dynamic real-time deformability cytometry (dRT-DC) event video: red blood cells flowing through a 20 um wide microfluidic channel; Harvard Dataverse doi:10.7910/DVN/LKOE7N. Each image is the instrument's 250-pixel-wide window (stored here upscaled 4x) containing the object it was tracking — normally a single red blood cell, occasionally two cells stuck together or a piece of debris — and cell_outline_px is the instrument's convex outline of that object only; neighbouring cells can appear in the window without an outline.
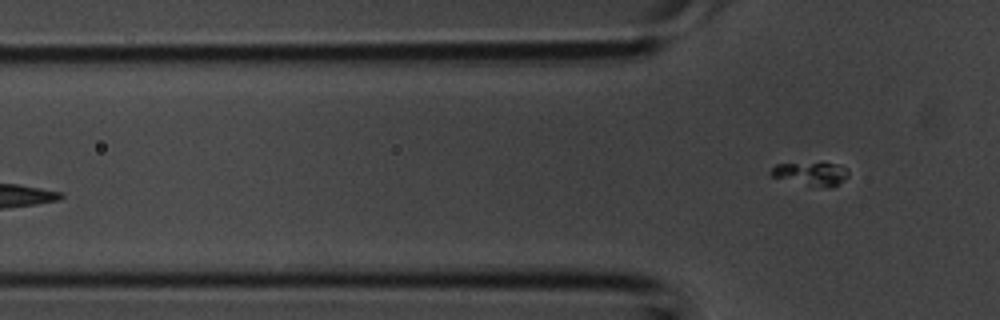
{"species": "common noctule bat (a hibernating species)", "species_latin": "Nyctalus noctula", "temperature_condition": "room temperature", "stored_images_in_passage": 3, "camera_frame_rate_fps": 3000, "um_per_image_px": 0.085, "animal": {"sex": "male", "body_mass_g": 20.1, "forearm_length_mm": 53.5}, "frame": {"image": 1, "passage_image": 3, "time_ms": 0.667, "image_size_px": [1000, 320], "cell_outline_px": [[848, 176], [832, 188], [824, 188], [772, 176], [768, 172], [776, 164], [824, 160], [840, 164], [848, 168]], "centroid_in_image_um": [69.01, 14.7], "position_along_channel_um": 56.8, "area_um2": 11.1}}